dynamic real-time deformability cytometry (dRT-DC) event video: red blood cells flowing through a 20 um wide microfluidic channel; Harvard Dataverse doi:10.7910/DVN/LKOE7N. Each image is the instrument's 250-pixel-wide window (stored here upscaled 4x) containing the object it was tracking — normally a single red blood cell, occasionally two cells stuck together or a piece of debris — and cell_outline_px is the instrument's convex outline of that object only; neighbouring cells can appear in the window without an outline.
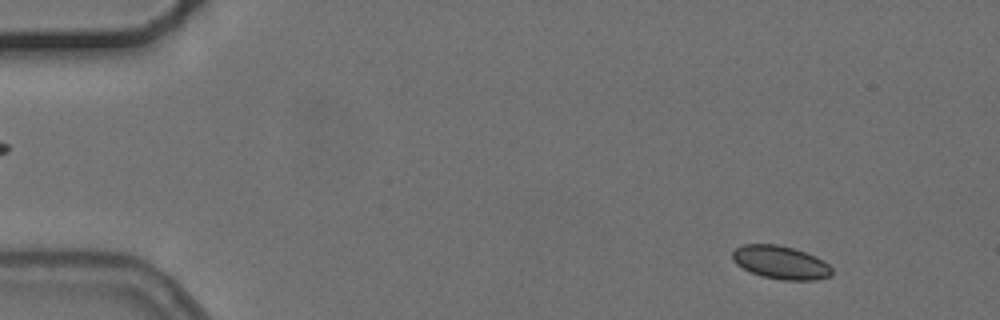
{"species": "common noctule bat (a hibernating species)", "species_latin": "Nyctalus noctula", "temperature_condition": "cold", "stored_images_in_passage": 4, "camera_frame_rate_fps": 3000, "um_per_image_px": 0.085, "animal": {"sex": "female", "body_mass_g": 24.6, "forearm_length_mm": 56.2}, "frame": {"image": 1, "passage_image": 1, "time_ms": 0.0, "image_size_px": [1000, 320], "cell_outline_px": [[832, 276], [816, 280], [784, 280], [764, 276], [752, 272], [736, 264], [732, 260], [732, 252], [736, 248], [744, 244], [776, 244], [792, 248], [816, 256], [824, 260], [832, 268]], "centroid_in_image_um": [66.38, 22.3], "position_along_channel_um": 18.6, "area_um2": 19.19}}
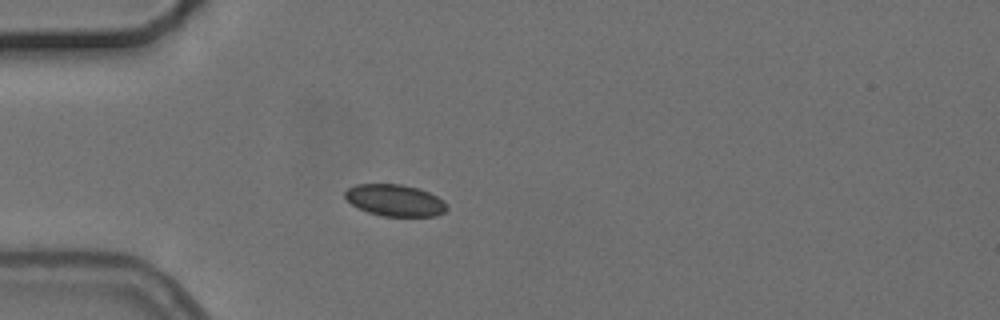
{"frame": {"image": 2, "passage_image": 3, "time_ms": 3.333, "image_size_px": [1000, 320], "cell_outline_px": [[448, 208], [444, 212], [436, 216], [380, 216], [368, 212], [352, 204], [344, 196], [344, 192], [348, 188], [356, 184], [400, 184], [420, 188], [444, 200], [448, 204]], "centroid_in_image_um": [33.6, 17.02], "position_along_channel_um": 51.4, "area_um2": 18.9}}